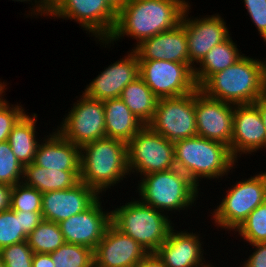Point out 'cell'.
<instances>
[{
  "label": "cell",
  "mask_w": 266,
  "mask_h": 267,
  "mask_svg": "<svg viewBox=\"0 0 266 267\" xmlns=\"http://www.w3.org/2000/svg\"><path fill=\"white\" fill-rule=\"evenodd\" d=\"M33 254L27 240L0 249L5 267H32Z\"/></svg>",
  "instance_id": "cell-35"
},
{
  "label": "cell",
  "mask_w": 266,
  "mask_h": 267,
  "mask_svg": "<svg viewBox=\"0 0 266 267\" xmlns=\"http://www.w3.org/2000/svg\"><path fill=\"white\" fill-rule=\"evenodd\" d=\"M10 83L0 79V142L8 141L13 127L26 114L27 110L21 102L10 103L6 97ZM7 99V100H6ZM26 109V110H25Z\"/></svg>",
  "instance_id": "cell-31"
},
{
  "label": "cell",
  "mask_w": 266,
  "mask_h": 267,
  "mask_svg": "<svg viewBox=\"0 0 266 267\" xmlns=\"http://www.w3.org/2000/svg\"><path fill=\"white\" fill-rule=\"evenodd\" d=\"M128 170L131 179L176 168L174 142L145 125L128 143ZM137 177V178H136Z\"/></svg>",
  "instance_id": "cell-9"
},
{
  "label": "cell",
  "mask_w": 266,
  "mask_h": 267,
  "mask_svg": "<svg viewBox=\"0 0 266 267\" xmlns=\"http://www.w3.org/2000/svg\"><path fill=\"white\" fill-rule=\"evenodd\" d=\"M27 240L22 231L21 211L11 208L0 212V249Z\"/></svg>",
  "instance_id": "cell-32"
},
{
  "label": "cell",
  "mask_w": 266,
  "mask_h": 267,
  "mask_svg": "<svg viewBox=\"0 0 266 267\" xmlns=\"http://www.w3.org/2000/svg\"><path fill=\"white\" fill-rule=\"evenodd\" d=\"M27 242L34 253H51L65 243L59 223L42 220L28 235Z\"/></svg>",
  "instance_id": "cell-28"
},
{
  "label": "cell",
  "mask_w": 266,
  "mask_h": 267,
  "mask_svg": "<svg viewBox=\"0 0 266 267\" xmlns=\"http://www.w3.org/2000/svg\"><path fill=\"white\" fill-rule=\"evenodd\" d=\"M24 167L17 160L8 141L0 142V183L11 187L23 180Z\"/></svg>",
  "instance_id": "cell-34"
},
{
  "label": "cell",
  "mask_w": 266,
  "mask_h": 267,
  "mask_svg": "<svg viewBox=\"0 0 266 267\" xmlns=\"http://www.w3.org/2000/svg\"><path fill=\"white\" fill-rule=\"evenodd\" d=\"M47 18L73 21L93 41L107 40L114 30L117 12L105 0H47Z\"/></svg>",
  "instance_id": "cell-8"
},
{
  "label": "cell",
  "mask_w": 266,
  "mask_h": 267,
  "mask_svg": "<svg viewBox=\"0 0 266 267\" xmlns=\"http://www.w3.org/2000/svg\"><path fill=\"white\" fill-rule=\"evenodd\" d=\"M210 261H211V263H210L207 267H217V266L215 265L216 262H214V264H213L212 259H211Z\"/></svg>",
  "instance_id": "cell-45"
},
{
  "label": "cell",
  "mask_w": 266,
  "mask_h": 267,
  "mask_svg": "<svg viewBox=\"0 0 266 267\" xmlns=\"http://www.w3.org/2000/svg\"><path fill=\"white\" fill-rule=\"evenodd\" d=\"M235 105L213 99L199 88L195 91L197 135L217 141L230 149Z\"/></svg>",
  "instance_id": "cell-17"
},
{
  "label": "cell",
  "mask_w": 266,
  "mask_h": 267,
  "mask_svg": "<svg viewBox=\"0 0 266 267\" xmlns=\"http://www.w3.org/2000/svg\"><path fill=\"white\" fill-rule=\"evenodd\" d=\"M42 195L43 193L23 182L17 183L11 188L10 208L13 211L41 212Z\"/></svg>",
  "instance_id": "cell-33"
},
{
  "label": "cell",
  "mask_w": 266,
  "mask_h": 267,
  "mask_svg": "<svg viewBox=\"0 0 266 267\" xmlns=\"http://www.w3.org/2000/svg\"><path fill=\"white\" fill-rule=\"evenodd\" d=\"M99 72L92 81L90 79L82 92L90 98L102 101L119 98L124 87L139 77L138 56L129 48L125 55Z\"/></svg>",
  "instance_id": "cell-18"
},
{
  "label": "cell",
  "mask_w": 266,
  "mask_h": 267,
  "mask_svg": "<svg viewBox=\"0 0 266 267\" xmlns=\"http://www.w3.org/2000/svg\"><path fill=\"white\" fill-rule=\"evenodd\" d=\"M117 13L129 0H105Z\"/></svg>",
  "instance_id": "cell-44"
},
{
  "label": "cell",
  "mask_w": 266,
  "mask_h": 267,
  "mask_svg": "<svg viewBox=\"0 0 266 267\" xmlns=\"http://www.w3.org/2000/svg\"><path fill=\"white\" fill-rule=\"evenodd\" d=\"M191 6L192 3L185 9L181 23L187 35L189 64L195 68L212 47L227 40L232 33L230 24L226 25V19L219 12L195 17L190 15L193 12Z\"/></svg>",
  "instance_id": "cell-13"
},
{
  "label": "cell",
  "mask_w": 266,
  "mask_h": 267,
  "mask_svg": "<svg viewBox=\"0 0 266 267\" xmlns=\"http://www.w3.org/2000/svg\"><path fill=\"white\" fill-rule=\"evenodd\" d=\"M195 229L189 226L183 230L177 224L171 229L168 238L155 252L166 267H207L211 263L203 248L208 244L204 241L206 234Z\"/></svg>",
  "instance_id": "cell-15"
},
{
  "label": "cell",
  "mask_w": 266,
  "mask_h": 267,
  "mask_svg": "<svg viewBox=\"0 0 266 267\" xmlns=\"http://www.w3.org/2000/svg\"><path fill=\"white\" fill-rule=\"evenodd\" d=\"M265 91H266V69H265Z\"/></svg>",
  "instance_id": "cell-47"
},
{
  "label": "cell",
  "mask_w": 266,
  "mask_h": 267,
  "mask_svg": "<svg viewBox=\"0 0 266 267\" xmlns=\"http://www.w3.org/2000/svg\"><path fill=\"white\" fill-rule=\"evenodd\" d=\"M236 168L238 169L239 165L223 180L224 182L232 180L234 184L227 183L229 184L228 188L223 187L222 197L217 196L218 200L222 199L219 202L216 200V205L213 209H208L206 217L211 218L210 221L215 229L220 232L225 231L224 235L227 233L231 235L255 208L266 201V170L264 172L257 171L258 173L256 172L255 175H250L248 178L244 177L245 172L244 174L241 172L242 178L238 176L237 179L240 180L236 179L234 182L229 176L234 174Z\"/></svg>",
  "instance_id": "cell-6"
},
{
  "label": "cell",
  "mask_w": 266,
  "mask_h": 267,
  "mask_svg": "<svg viewBox=\"0 0 266 267\" xmlns=\"http://www.w3.org/2000/svg\"><path fill=\"white\" fill-rule=\"evenodd\" d=\"M148 254L111 223L94 250V267H136Z\"/></svg>",
  "instance_id": "cell-19"
},
{
  "label": "cell",
  "mask_w": 266,
  "mask_h": 267,
  "mask_svg": "<svg viewBox=\"0 0 266 267\" xmlns=\"http://www.w3.org/2000/svg\"><path fill=\"white\" fill-rule=\"evenodd\" d=\"M120 98L144 125L150 123L159 98L140 76L124 87Z\"/></svg>",
  "instance_id": "cell-27"
},
{
  "label": "cell",
  "mask_w": 266,
  "mask_h": 267,
  "mask_svg": "<svg viewBox=\"0 0 266 267\" xmlns=\"http://www.w3.org/2000/svg\"><path fill=\"white\" fill-rule=\"evenodd\" d=\"M174 151L176 168L187 174L201 190L207 189L201 188L202 181L205 184L211 181L210 186L212 180L215 183L219 180V184L239 163L227 145L198 135L174 142Z\"/></svg>",
  "instance_id": "cell-4"
},
{
  "label": "cell",
  "mask_w": 266,
  "mask_h": 267,
  "mask_svg": "<svg viewBox=\"0 0 266 267\" xmlns=\"http://www.w3.org/2000/svg\"><path fill=\"white\" fill-rule=\"evenodd\" d=\"M41 133L44 137L36 150L35 165L57 171H80V147L65 139L54 127L51 132Z\"/></svg>",
  "instance_id": "cell-22"
},
{
  "label": "cell",
  "mask_w": 266,
  "mask_h": 267,
  "mask_svg": "<svg viewBox=\"0 0 266 267\" xmlns=\"http://www.w3.org/2000/svg\"><path fill=\"white\" fill-rule=\"evenodd\" d=\"M111 206V223L121 232L132 237L149 253H155L168 238L171 229L178 222L152 206L142 203L137 197H126ZM131 198V200H129ZM122 202V204H121Z\"/></svg>",
  "instance_id": "cell-7"
},
{
  "label": "cell",
  "mask_w": 266,
  "mask_h": 267,
  "mask_svg": "<svg viewBox=\"0 0 266 267\" xmlns=\"http://www.w3.org/2000/svg\"><path fill=\"white\" fill-rule=\"evenodd\" d=\"M42 212L21 211L22 231L28 235L42 222Z\"/></svg>",
  "instance_id": "cell-39"
},
{
  "label": "cell",
  "mask_w": 266,
  "mask_h": 267,
  "mask_svg": "<svg viewBox=\"0 0 266 267\" xmlns=\"http://www.w3.org/2000/svg\"><path fill=\"white\" fill-rule=\"evenodd\" d=\"M106 137L126 144L145 126L119 98L103 101Z\"/></svg>",
  "instance_id": "cell-23"
},
{
  "label": "cell",
  "mask_w": 266,
  "mask_h": 267,
  "mask_svg": "<svg viewBox=\"0 0 266 267\" xmlns=\"http://www.w3.org/2000/svg\"><path fill=\"white\" fill-rule=\"evenodd\" d=\"M32 267H54V262L48 253H34Z\"/></svg>",
  "instance_id": "cell-41"
},
{
  "label": "cell",
  "mask_w": 266,
  "mask_h": 267,
  "mask_svg": "<svg viewBox=\"0 0 266 267\" xmlns=\"http://www.w3.org/2000/svg\"><path fill=\"white\" fill-rule=\"evenodd\" d=\"M37 118V113L27 112L13 127L8 137L12 152L23 167L34 162L38 144L43 139L38 132Z\"/></svg>",
  "instance_id": "cell-24"
},
{
  "label": "cell",
  "mask_w": 266,
  "mask_h": 267,
  "mask_svg": "<svg viewBox=\"0 0 266 267\" xmlns=\"http://www.w3.org/2000/svg\"><path fill=\"white\" fill-rule=\"evenodd\" d=\"M136 267H166L156 253H149Z\"/></svg>",
  "instance_id": "cell-42"
},
{
  "label": "cell",
  "mask_w": 266,
  "mask_h": 267,
  "mask_svg": "<svg viewBox=\"0 0 266 267\" xmlns=\"http://www.w3.org/2000/svg\"><path fill=\"white\" fill-rule=\"evenodd\" d=\"M148 126L171 142L197 136L195 91L179 97L160 98Z\"/></svg>",
  "instance_id": "cell-12"
},
{
  "label": "cell",
  "mask_w": 266,
  "mask_h": 267,
  "mask_svg": "<svg viewBox=\"0 0 266 267\" xmlns=\"http://www.w3.org/2000/svg\"><path fill=\"white\" fill-rule=\"evenodd\" d=\"M100 195L85 183L65 190L48 191L42 195L43 220L59 223L89 208Z\"/></svg>",
  "instance_id": "cell-20"
},
{
  "label": "cell",
  "mask_w": 266,
  "mask_h": 267,
  "mask_svg": "<svg viewBox=\"0 0 266 267\" xmlns=\"http://www.w3.org/2000/svg\"><path fill=\"white\" fill-rule=\"evenodd\" d=\"M136 181L135 196H138L142 203L160 210L172 220L177 219L174 216L176 214L184 216L189 210V214L186 215L188 217L191 215L190 211L192 214L193 211H198L192 207L200 204L197 200L204 194L187 174L177 168L146 174Z\"/></svg>",
  "instance_id": "cell-3"
},
{
  "label": "cell",
  "mask_w": 266,
  "mask_h": 267,
  "mask_svg": "<svg viewBox=\"0 0 266 267\" xmlns=\"http://www.w3.org/2000/svg\"><path fill=\"white\" fill-rule=\"evenodd\" d=\"M100 196L89 208L59 222L65 243L78 244L95 250L111 224V207ZM104 203V204H103ZM105 205V206H103ZM107 208V209H106Z\"/></svg>",
  "instance_id": "cell-14"
},
{
  "label": "cell",
  "mask_w": 266,
  "mask_h": 267,
  "mask_svg": "<svg viewBox=\"0 0 266 267\" xmlns=\"http://www.w3.org/2000/svg\"><path fill=\"white\" fill-rule=\"evenodd\" d=\"M229 236L234 239L237 237L236 240L240 238L241 241L245 242L244 247L246 243L266 242V201L255 208Z\"/></svg>",
  "instance_id": "cell-29"
},
{
  "label": "cell",
  "mask_w": 266,
  "mask_h": 267,
  "mask_svg": "<svg viewBox=\"0 0 266 267\" xmlns=\"http://www.w3.org/2000/svg\"><path fill=\"white\" fill-rule=\"evenodd\" d=\"M11 186L0 183V212L10 208Z\"/></svg>",
  "instance_id": "cell-40"
},
{
  "label": "cell",
  "mask_w": 266,
  "mask_h": 267,
  "mask_svg": "<svg viewBox=\"0 0 266 267\" xmlns=\"http://www.w3.org/2000/svg\"><path fill=\"white\" fill-rule=\"evenodd\" d=\"M230 152L238 162L251 158L260 150L266 153V128L258 107L252 104L235 105ZM245 154V155H244ZM249 156V157H247Z\"/></svg>",
  "instance_id": "cell-16"
},
{
  "label": "cell",
  "mask_w": 266,
  "mask_h": 267,
  "mask_svg": "<svg viewBox=\"0 0 266 267\" xmlns=\"http://www.w3.org/2000/svg\"><path fill=\"white\" fill-rule=\"evenodd\" d=\"M76 96L55 129L68 141L78 147L106 137L105 112L102 100L86 96L83 92ZM78 98V99H77ZM60 123V124H59Z\"/></svg>",
  "instance_id": "cell-10"
},
{
  "label": "cell",
  "mask_w": 266,
  "mask_h": 267,
  "mask_svg": "<svg viewBox=\"0 0 266 267\" xmlns=\"http://www.w3.org/2000/svg\"><path fill=\"white\" fill-rule=\"evenodd\" d=\"M139 76L159 99L183 96L198 89L190 64L139 60Z\"/></svg>",
  "instance_id": "cell-11"
},
{
  "label": "cell",
  "mask_w": 266,
  "mask_h": 267,
  "mask_svg": "<svg viewBox=\"0 0 266 267\" xmlns=\"http://www.w3.org/2000/svg\"><path fill=\"white\" fill-rule=\"evenodd\" d=\"M133 50L138 60H167L189 64L187 35L182 23L141 41Z\"/></svg>",
  "instance_id": "cell-21"
},
{
  "label": "cell",
  "mask_w": 266,
  "mask_h": 267,
  "mask_svg": "<svg viewBox=\"0 0 266 267\" xmlns=\"http://www.w3.org/2000/svg\"><path fill=\"white\" fill-rule=\"evenodd\" d=\"M230 36L212 47L202 61L194 68V78L198 88L213 74L226 69L245 55L240 46ZM238 46V47H237Z\"/></svg>",
  "instance_id": "cell-25"
},
{
  "label": "cell",
  "mask_w": 266,
  "mask_h": 267,
  "mask_svg": "<svg viewBox=\"0 0 266 267\" xmlns=\"http://www.w3.org/2000/svg\"><path fill=\"white\" fill-rule=\"evenodd\" d=\"M22 182L41 193L71 189L81 182L80 171H57L31 163L24 167Z\"/></svg>",
  "instance_id": "cell-26"
},
{
  "label": "cell",
  "mask_w": 266,
  "mask_h": 267,
  "mask_svg": "<svg viewBox=\"0 0 266 267\" xmlns=\"http://www.w3.org/2000/svg\"><path fill=\"white\" fill-rule=\"evenodd\" d=\"M258 107L259 112L262 116L264 126L266 128V91H264L254 102Z\"/></svg>",
  "instance_id": "cell-43"
},
{
  "label": "cell",
  "mask_w": 266,
  "mask_h": 267,
  "mask_svg": "<svg viewBox=\"0 0 266 267\" xmlns=\"http://www.w3.org/2000/svg\"><path fill=\"white\" fill-rule=\"evenodd\" d=\"M80 158V181L100 196L108 195V199L111 189L118 191V186L122 184L120 189L127 185L132 177L128 170L127 144L121 140L105 137L87 143L80 148Z\"/></svg>",
  "instance_id": "cell-2"
},
{
  "label": "cell",
  "mask_w": 266,
  "mask_h": 267,
  "mask_svg": "<svg viewBox=\"0 0 266 267\" xmlns=\"http://www.w3.org/2000/svg\"><path fill=\"white\" fill-rule=\"evenodd\" d=\"M14 2H23L27 4H30V7L27 11H25L24 15L26 18L30 17L32 19L34 18H46L47 20V0H12Z\"/></svg>",
  "instance_id": "cell-38"
},
{
  "label": "cell",
  "mask_w": 266,
  "mask_h": 267,
  "mask_svg": "<svg viewBox=\"0 0 266 267\" xmlns=\"http://www.w3.org/2000/svg\"><path fill=\"white\" fill-rule=\"evenodd\" d=\"M49 254L54 267H94V250L86 246L64 243Z\"/></svg>",
  "instance_id": "cell-30"
},
{
  "label": "cell",
  "mask_w": 266,
  "mask_h": 267,
  "mask_svg": "<svg viewBox=\"0 0 266 267\" xmlns=\"http://www.w3.org/2000/svg\"><path fill=\"white\" fill-rule=\"evenodd\" d=\"M247 246L249 247L246 248L251 247L250 249H252L253 252L252 250L247 249L245 254L249 253L248 255H246L248 258L245 257V259H243L242 257L241 260L244 261H241L239 263H241L244 267H266V242L247 244Z\"/></svg>",
  "instance_id": "cell-37"
},
{
  "label": "cell",
  "mask_w": 266,
  "mask_h": 267,
  "mask_svg": "<svg viewBox=\"0 0 266 267\" xmlns=\"http://www.w3.org/2000/svg\"><path fill=\"white\" fill-rule=\"evenodd\" d=\"M0 267H5L4 263L2 262L1 256H0Z\"/></svg>",
  "instance_id": "cell-46"
},
{
  "label": "cell",
  "mask_w": 266,
  "mask_h": 267,
  "mask_svg": "<svg viewBox=\"0 0 266 267\" xmlns=\"http://www.w3.org/2000/svg\"><path fill=\"white\" fill-rule=\"evenodd\" d=\"M259 58L244 55L211 75L199 89L208 97L233 105L254 103L265 91L266 57Z\"/></svg>",
  "instance_id": "cell-5"
},
{
  "label": "cell",
  "mask_w": 266,
  "mask_h": 267,
  "mask_svg": "<svg viewBox=\"0 0 266 267\" xmlns=\"http://www.w3.org/2000/svg\"><path fill=\"white\" fill-rule=\"evenodd\" d=\"M242 3L266 46V0H242Z\"/></svg>",
  "instance_id": "cell-36"
},
{
  "label": "cell",
  "mask_w": 266,
  "mask_h": 267,
  "mask_svg": "<svg viewBox=\"0 0 266 267\" xmlns=\"http://www.w3.org/2000/svg\"><path fill=\"white\" fill-rule=\"evenodd\" d=\"M190 0H129L117 13V21L107 40H95L100 48L113 47L123 39L141 41L170 30L181 23ZM133 46V47H132Z\"/></svg>",
  "instance_id": "cell-1"
}]
</instances>
